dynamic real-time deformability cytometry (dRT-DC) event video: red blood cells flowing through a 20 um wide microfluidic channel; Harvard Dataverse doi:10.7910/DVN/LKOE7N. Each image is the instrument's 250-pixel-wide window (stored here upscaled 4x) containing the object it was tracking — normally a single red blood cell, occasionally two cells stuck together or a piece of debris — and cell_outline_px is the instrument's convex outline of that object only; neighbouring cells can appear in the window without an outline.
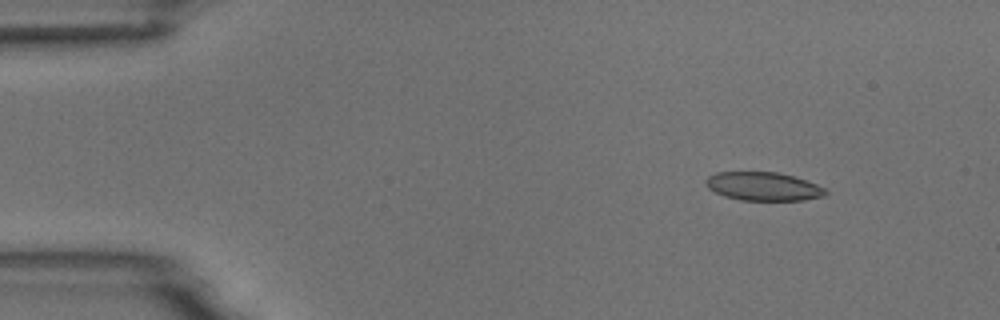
{"species": "common noctule bat (a hibernating species)", "species_latin": "Nyctalus noctula", "temperature_condition": "room temperature", "stored_images_in_passage": 6, "camera_frame_rate_fps": 3000, "um_per_image_px": 0.085, "animal": {"sex": "male", "body_mass_g": 18.8}, "frame": {"image": 1, "passage_image": 2, "time_ms": 1.333, "image_size_px": [1000, 320], "cell_outline_px": [[828, 192], [824, 196], [804, 200], [740, 200], [724, 196], [708, 188], [704, 184], [704, 180], [708, 176], [716, 172], [776, 172], [792, 176], [816, 184], [824, 188]], "centroid_in_image_um": [64.84, 15.84], "position_along_channel_um": 20.2, "area_um2": 19.83}}
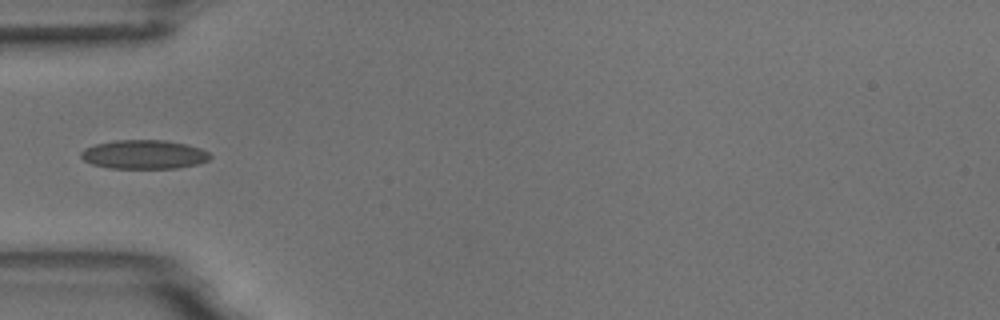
{"frame": {"image": 2, "passage_image": 5, "time_ms": 5.0, "image_size_px": [1000, 320], "cell_outline_px": [[212, 156], [208, 160], [196, 164], [176, 168], [108, 168], [92, 164], [84, 160], [80, 156], [80, 152], [84, 148], [96, 144], [116, 140], [164, 140], [184, 144], [200, 148], [208, 152]], "centroid_in_image_um": [12.21, 13.13], "position_along_channel_um": 72.8, "area_um2": 21.68}}